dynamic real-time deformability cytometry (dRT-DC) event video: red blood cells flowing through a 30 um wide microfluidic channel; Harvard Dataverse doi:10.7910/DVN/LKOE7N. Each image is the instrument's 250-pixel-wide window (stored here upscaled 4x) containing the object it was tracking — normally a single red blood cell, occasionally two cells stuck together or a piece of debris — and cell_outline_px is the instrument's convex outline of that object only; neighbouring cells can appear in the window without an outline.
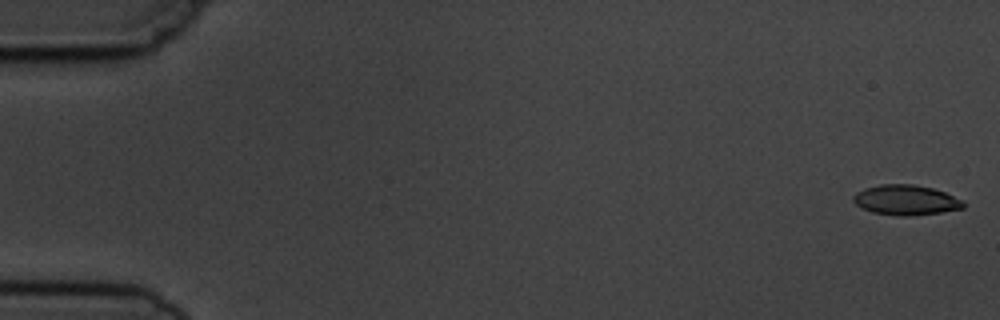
{"species": "common noctule bat (a hibernating species)", "species_latin": "Nyctalus noctula", "temperature_condition": "cold", "stored_images_in_passage": 6, "camera_frame_rate_fps": 3000, "um_per_image_px": 0.085, "animal": {"sex": "male", "body_mass_g": 19.5, "forearm_length_mm": 54.6}, "frame": {"image": 1, "passage_image": 1, "time_ms": 0.0, "image_size_px": [1000, 320], "cell_outline_px": [[964, 208], [940, 212], [908, 216], [900, 216], [872, 212], [856, 204], [852, 200], [852, 196], [856, 192], [864, 188], [880, 184], [912, 184], [932, 188], [944, 192], [964, 200]], "centroid_in_image_um": [76.99, 16.99], "position_along_channel_um": 8.0, "area_um2": 19.25}}
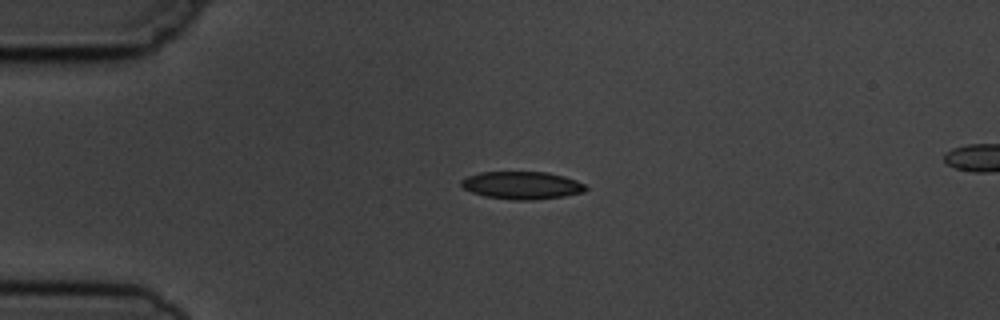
{"frame": {"image": 2, "passage_image": 4, "time_ms": 4.0, "image_size_px": [1000, 320], "cell_outline_px": [[588, 188], [584, 192], [564, 196], [532, 200], [512, 200], [484, 196], [472, 192], [464, 188], [460, 184], [460, 180], [468, 176], [480, 172], [548, 172], [564, 176], [576, 180], [584, 184]], "centroid_in_image_um": [44.36, 15.75], "position_along_channel_um": 40.6, "area_um2": 20.11}}
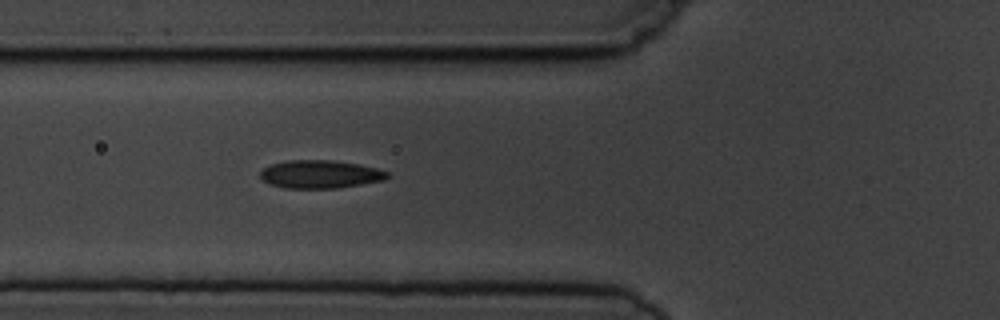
{"frame": {"image": 3, "passage_image": 6, "time_ms": 6.333, "image_size_px": [1000, 320], "cell_outline_px": [[392, 176], [384, 180], [336, 188], [284, 188], [272, 184], [264, 180], [260, 176], [260, 172], [264, 168], [272, 164], [288, 160], [332, 160], [360, 164], [376, 168], [388, 172]], "centroid_in_image_um": [27.25, 14.8], "position_along_channel_um": 98.5, "area_um2": 20.69}}